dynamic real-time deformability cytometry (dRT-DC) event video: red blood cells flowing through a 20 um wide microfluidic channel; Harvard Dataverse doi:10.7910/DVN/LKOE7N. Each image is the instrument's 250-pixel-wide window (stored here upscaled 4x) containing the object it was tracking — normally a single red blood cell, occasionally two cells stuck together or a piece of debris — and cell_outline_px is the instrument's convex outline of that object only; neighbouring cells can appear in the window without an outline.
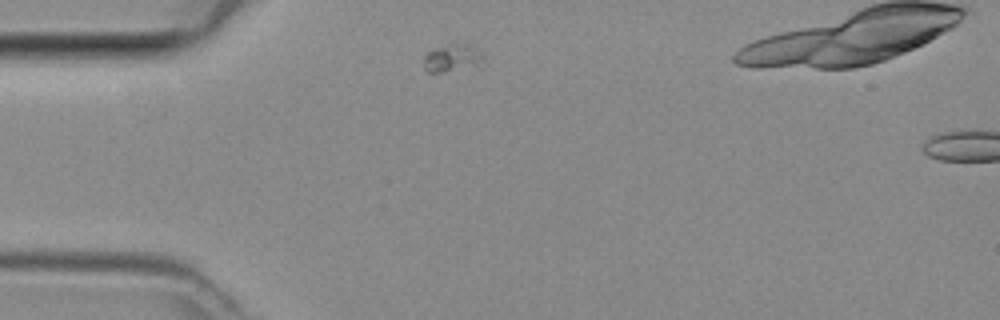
{"species": "common noctule bat (a hibernating species)", "species_latin": "Nyctalus noctula", "temperature_condition": "room temperature", "stored_images_in_passage": 2, "camera_frame_rate_fps": 3000, "um_per_image_px": 0.085, "animal": {"sex": "female", "body_mass_g": 29.2, "forearm_length_mm": 56.3}, "frame": {"image": 1, "passage_image": 1, "time_ms": 0.0, "image_size_px": [1000, 320], "cell_outline_px": [[484, 60], [480, 68], [444, 72], [428, 72], [424, 68], [424, 56], [428, 52], [436, 48], [452, 44], [472, 44], [484, 52]], "centroid_in_image_um": [38.57, 4.96], "position_along_channel_um": 46.4, "area_um2": 10.12}}